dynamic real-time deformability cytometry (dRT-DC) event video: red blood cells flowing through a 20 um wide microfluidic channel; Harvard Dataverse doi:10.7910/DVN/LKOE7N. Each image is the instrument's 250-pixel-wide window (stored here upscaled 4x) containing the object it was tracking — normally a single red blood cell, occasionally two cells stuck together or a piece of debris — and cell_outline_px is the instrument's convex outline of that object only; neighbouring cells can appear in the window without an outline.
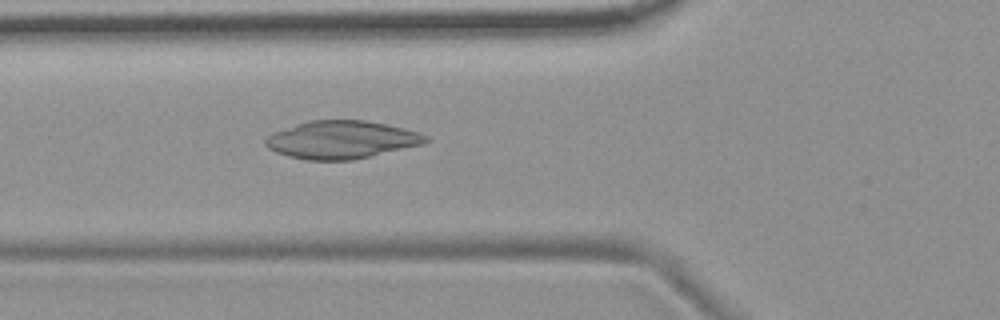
{"species": "common noctule bat (a hibernating species)", "species_latin": "Nyctalus noctula", "temperature_condition": "room temperature", "stored_images_in_passage": 2, "camera_frame_rate_fps": 3000, "um_per_image_px": 0.085, "animal": {"sex": "female", "body_mass_g": 19.9}, "frame": {"image": 1, "passage_image": 2, "time_ms": 1.0, "image_size_px": [1000, 320], "cell_outline_px": [[432, 140], [424, 144], [352, 160], [308, 160], [288, 156], [276, 152], [268, 148], [264, 144], [264, 140], [272, 132], [308, 120], [364, 120], [388, 124], [420, 132], [428, 136]], "centroid_in_image_um": [29.05, 11.87], "position_along_channel_um": 96.8, "area_um2": 35.55}}